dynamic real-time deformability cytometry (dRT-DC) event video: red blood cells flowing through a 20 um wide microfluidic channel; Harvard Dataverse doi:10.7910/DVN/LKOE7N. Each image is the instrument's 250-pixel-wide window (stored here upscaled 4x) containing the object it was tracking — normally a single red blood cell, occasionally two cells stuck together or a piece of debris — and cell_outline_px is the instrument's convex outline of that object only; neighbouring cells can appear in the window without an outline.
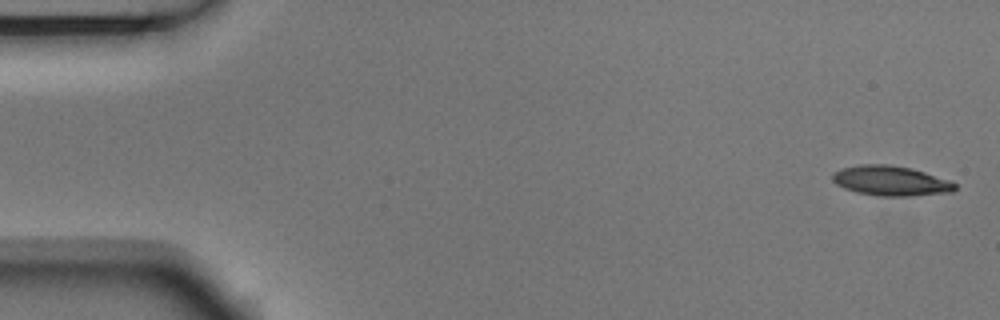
{"species": "Egyptian fruit bat (a non-hibernating species)", "species_latin": "Rousettus aegyptiacus", "temperature_condition": "room temperature", "stored_images_in_passage": 5, "segment_of_instrument_passage": [2, 2], "camera_frame_rate_fps": 3000, "um_per_image_px": 0.085, "animal": {"sex": "male"}, "frame": {"image": 1, "passage_image": 5, "time_ms": 1.333, "image_size_px": [1000, 320], "cell_outline_px": [[956, 188], [952, 192], [908, 196], [876, 196], [856, 192], [844, 188], [836, 184], [832, 180], [832, 172], [840, 168], [860, 164], [892, 164], [912, 168], [948, 180], [956, 184]], "centroid_in_image_um": [75.66, 15.36], "position_along_channel_um": 9.3, "area_um2": 21.5}}